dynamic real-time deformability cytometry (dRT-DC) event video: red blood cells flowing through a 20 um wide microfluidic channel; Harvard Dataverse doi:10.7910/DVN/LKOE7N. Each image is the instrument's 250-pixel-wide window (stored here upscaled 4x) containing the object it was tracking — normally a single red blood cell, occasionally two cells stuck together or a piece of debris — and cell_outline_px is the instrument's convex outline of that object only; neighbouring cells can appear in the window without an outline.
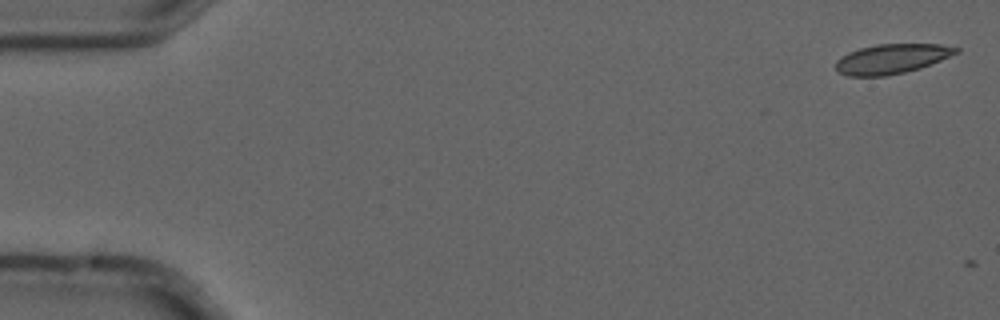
{"species": "common noctule bat (a hibernating species)", "species_latin": "Nyctalus noctula", "temperature_condition": "cold", "stored_images_in_passage": 2, "camera_frame_rate_fps": 3000, "um_per_image_px": 0.085, "animal": {"sex": "male", "forearm_length_mm": 52.5}, "frame": {"image": 1, "passage_image": 1, "time_ms": 0.0, "image_size_px": [1000, 320], "cell_outline_px": [[960, 52], [920, 68], [904, 72], [884, 76], [848, 76], [840, 72], [836, 68], [836, 60], [848, 52], [860, 48], [876, 44], [940, 44], [960, 48]], "centroid_in_image_um": [75.8, 4.99], "position_along_channel_um": 9.2, "area_um2": 20.69}}